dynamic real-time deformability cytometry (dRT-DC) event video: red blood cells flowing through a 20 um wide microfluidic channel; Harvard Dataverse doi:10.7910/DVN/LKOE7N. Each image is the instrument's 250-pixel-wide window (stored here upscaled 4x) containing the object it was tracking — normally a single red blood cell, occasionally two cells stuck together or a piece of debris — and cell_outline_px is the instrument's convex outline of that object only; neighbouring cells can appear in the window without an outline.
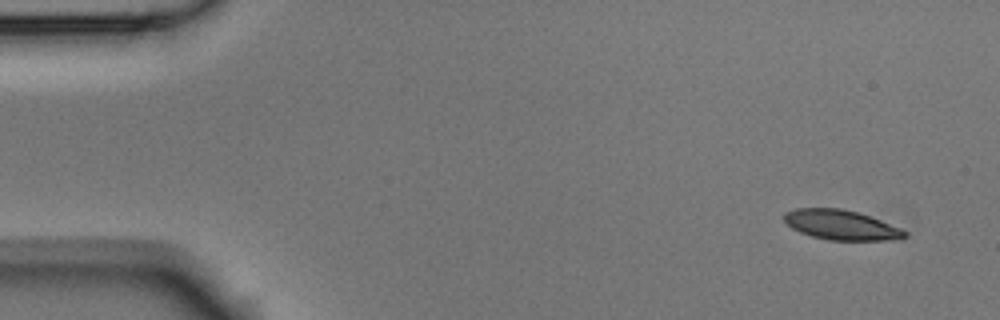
{"species": "Egyptian fruit bat (a non-hibernating species)", "species_latin": "Rousettus aegyptiacus", "temperature_condition": "room temperature", "stored_images_in_passage": 6, "camera_frame_rate_fps": 3000, "um_per_image_px": 0.085, "animal": {"sex": "male"}, "frame": {"image": 1, "passage_image": 1, "time_ms": 0.0, "image_size_px": [1000, 320], "cell_outline_px": [[908, 236], [884, 240], [828, 240], [812, 236], [800, 232], [792, 228], [784, 220], [784, 212], [796, 208], [840, 208], [856, 212], [880, 220], [900, 228], [908, 232]], "centroid_in_image_um": [71.46, 19.11], "position_along_channel_um": 13.5, "area_um2": 20.69}}
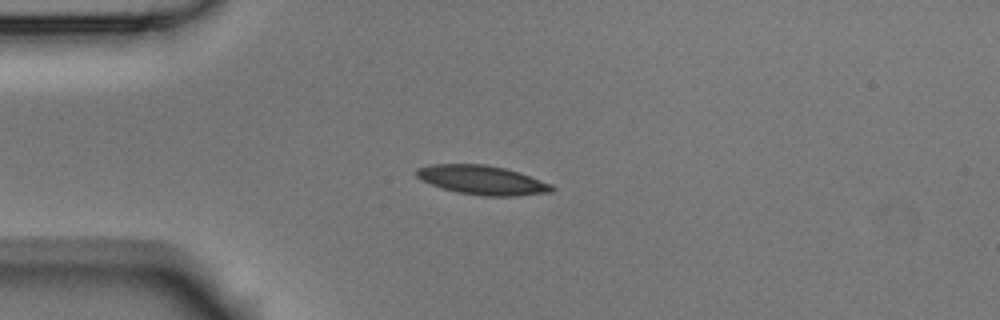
{"frame": {"image": 2, "passage_image": 4, "time_ms": 1.0, "image_size_px": [1000, 320], "cell_outline_px": [[556, 188], [552, 192], [516, 196], [484, 196], [456, 192], [420, 180], [412, 172], [416, 168], [432, 164], [484, 164], [504, 168], [520, 172], [552, 184]], "centroid_in_image_um": [40.98, 15.3], "position_along_channel_um": 44.0, "area_um2": 23.18}}
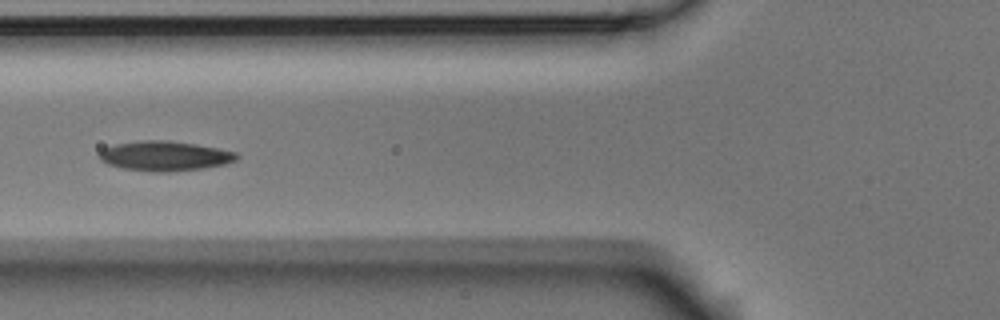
{"frame": {"image": 3, "passage_image": 6, "time_ms": 1.667, "image_size_px": [1000, 320], "cell_outline_px": [[240, 156], [236, 160], [224, 164], [204, 168], [168, 172], [156, 172], [124, 168], [108, 164], [100, 160], [96, 156], [104, 148], [116, 144], [144, 140], [168, 140], [196, 144], [236, 152]], "centroid_in_image_um": [14.0, 13.25], "position_along_channel_um": 111.8, "area_um2": 23.76}}